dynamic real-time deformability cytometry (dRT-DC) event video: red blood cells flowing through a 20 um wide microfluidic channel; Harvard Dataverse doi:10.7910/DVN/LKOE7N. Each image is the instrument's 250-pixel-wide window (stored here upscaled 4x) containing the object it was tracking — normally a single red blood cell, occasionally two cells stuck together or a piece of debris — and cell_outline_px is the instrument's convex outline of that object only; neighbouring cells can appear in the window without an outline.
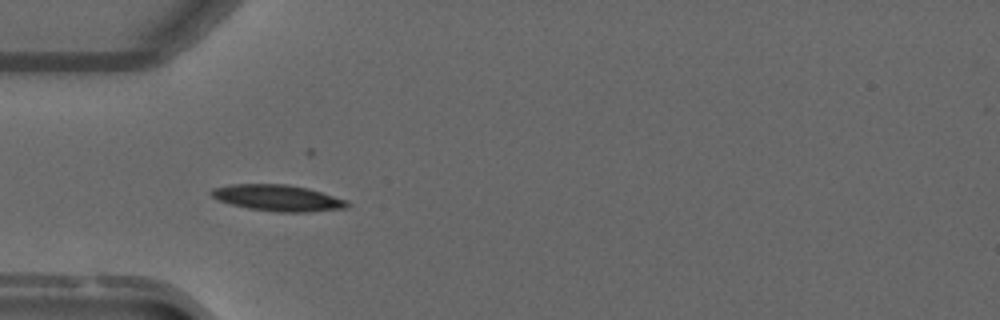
{"species": "common noctule bat (a hibernating species)", "species_latin": "Nyctalus noctula", "temperature_condition": "warm", "stored_images_in_passage": 19, "camera_frame_rate_fps": 3000, "um_per_image_px": 0.085, "animal": {"sex": "male", "forearm_length_mm": 52.5}, "frame": {"image": 1, "passage_image": 1, "time_ms": 0.0, "image_size_px": [1000, 320], "cell_outline_px": [[352, 204], [348, 208], [308, 212], [276, 212], [248, 208], [232, 204], [220, 200], [212, 196], [208, 192], [212, 188], [232, 184], [288, 184], [308, 188], [348, 200]], "centroid_in_image_um": [23.66, 16.82], "position_along_channel_um": 61.3, "area_um2": 20.92}}
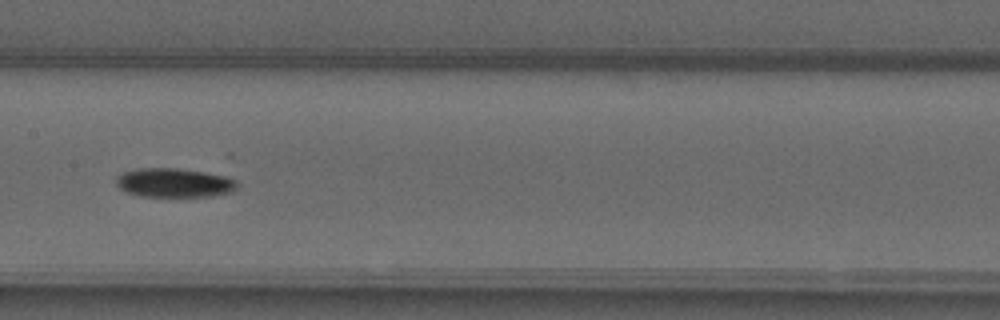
{"frame": {"image": 2, "passage_image": 11, "time_ms": 3.333, "image_size_px": [1000, 320], "cell_outline_px": [[236, 188], [232, 192], [212, 196], [176, 200], [140, 196], [128, 192], [120, 188], [116, 184], [116, 176], [124, 172], [136, 168], [176, 168], [204, 172], [224, 176], [236, 180]], "centroid_in_image_um": [14.79, 15.59], "position_along_channel_um": 192.6, "area_um2": 21.39}}
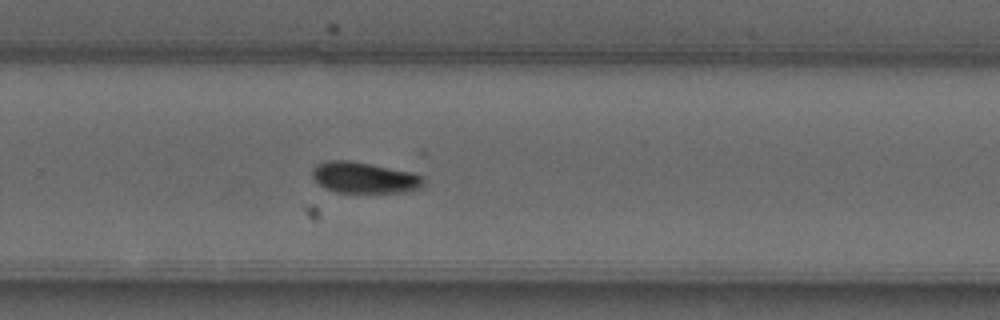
{"frame": {"image": 3, "passage_image": 19, "time_ms": 6.0, "image_size_px": [1000, 320], "cell_outline_px": [[424, 184], [420, 188], [412, 192], [336, 192], [324, 188], [312, 176], [312, 168], [316, 164], [328, 160], [348, 160], [412, 172], [424, 176]], "centroid_in_image_um": [30.99, 15.1], "position_along_channel_um": 298.8, "area_um2": 20.23}}